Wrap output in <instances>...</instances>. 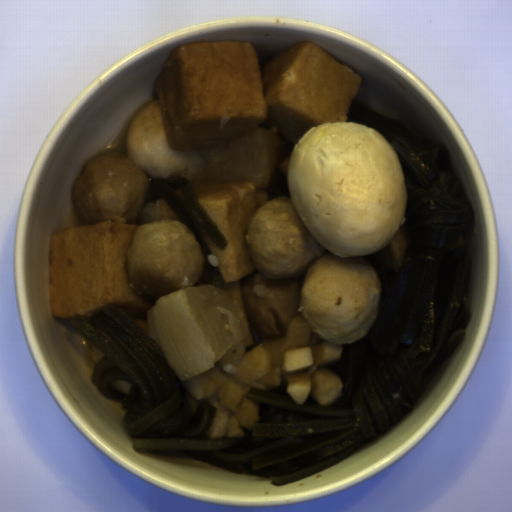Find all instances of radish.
Here are the masks:
<instances>
[{"instance_id":"1f323893","label":"radish","mask_w":512,"mask_h":512,"mask_svg":"<svg viewBox=\"0 0 512 512\" xmlns=\"http://www.w3.org/2000/svg\"><path fill=\"white\" fill-rule=\"evenodd\" d=\"M288 147L289 142L282 135L265 129L210 147L203 154L207 183L266 186L273 182Z\"/></svg>"}]
</instances>
